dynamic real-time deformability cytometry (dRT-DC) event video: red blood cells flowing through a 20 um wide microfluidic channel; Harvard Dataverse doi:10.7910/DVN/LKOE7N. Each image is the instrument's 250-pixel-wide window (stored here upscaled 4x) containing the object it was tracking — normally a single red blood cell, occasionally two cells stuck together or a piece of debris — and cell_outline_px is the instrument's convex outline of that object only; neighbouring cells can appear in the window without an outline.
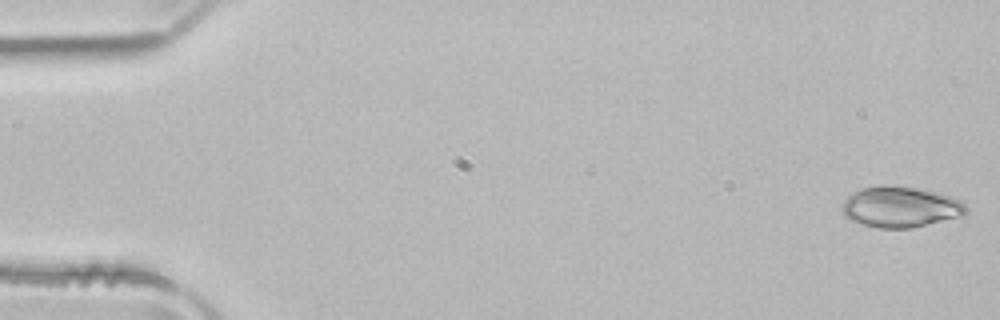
{"species": "common noctule bat (a hibernating species)", "species_latin": "Nyctalus noctula", "temperature_condition": "room temperature", "stored_images_in_passage": 51, "camera_frame_rate_fps": 3000, "um_per_image_px": 0.085, "animal": {"sex": "male", "body_mass_g": 21.5, "forearm_length_mm": 52.0}, "frame": {"image": 1, "passage_image": 1, "time_ms": 0.0, "image_size_px": [1000, 320], "cell_outline_px": [[968, 212], [964, 216], [912, 228], [876, 228], [852, 220], [844, 216], [840, 208], [840, 204], [852, 192], [860, 188], [880, 184], [884, 184], [916, 188], [936, 192], [960, 200], [968, 208]], "centroid_in_image_um": [76.51, 17.59], "position_along_channel_um": 8.5, "area_um2": 29.88}}
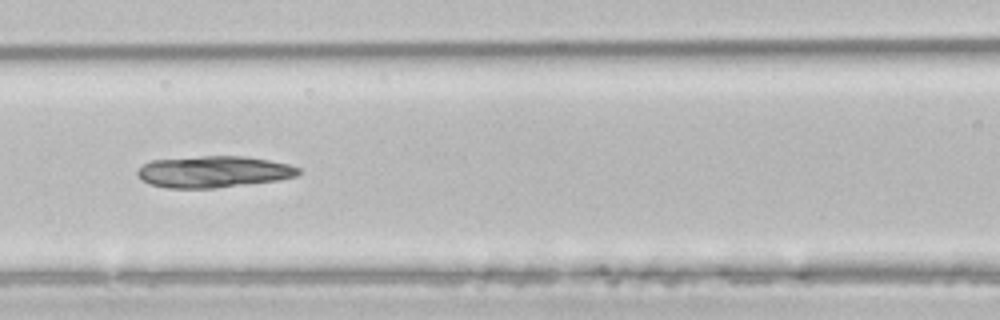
{"frame": {"image": 2, "passage_image": 22, "time_ms": 7.0, "image_size_px": [1000, 320], "cell_outline_px": [[300, 172], [296, 176], [276, 180], [216, 188], [168, 188], [148, 184], [136, 172], [144, 164], [152, 160], [200, 156], [244, 156], [268, 160], [288, 164], [300, 168]], "centroid_in_image_um": [18.15, 14.6], "position_along_channel_um": 148.5, "area_um2": 29.36}}
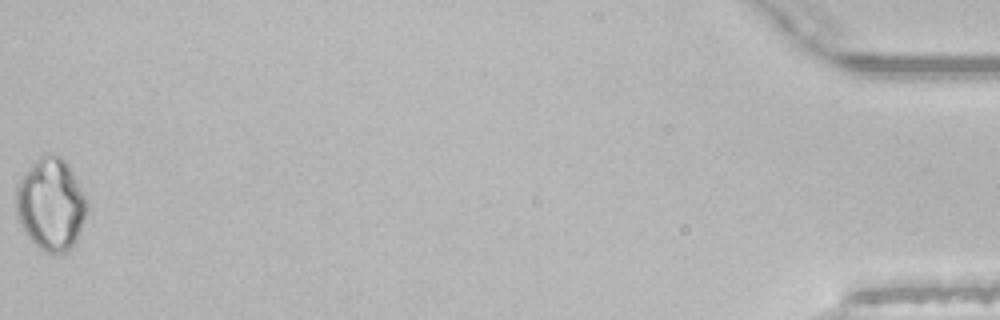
{"frame": {"image": 3, "passage_image": 51, "time_ms": 16.667, "image_size_px": [1000, 320], "cell_outline_px": [[88, 208], [80, 232], [76, 240], [64, 252], [48, 252], [40, 248], [24, 232], [16, 216], [16, 188], [20, 180], [36, 160], [40, 156], [60, 156], [64, 160], [72, 172], [88, 204]], "centroid_in_image_um": [4.31, 17.38], "position_along_channel_um": 430.9, "area_um2": 37.17}, "authors_computed_cell_mechanics": {"area_um2": 29.5936, "velocity_mm_per_s": 3.9681, "shape_relaxation_time_tau1_ms": null, "shape_relaxation_time_tau2_ms": 9.9066, "deformation_change_tau1": null, "deformation_change_tau2": 0.1268}}